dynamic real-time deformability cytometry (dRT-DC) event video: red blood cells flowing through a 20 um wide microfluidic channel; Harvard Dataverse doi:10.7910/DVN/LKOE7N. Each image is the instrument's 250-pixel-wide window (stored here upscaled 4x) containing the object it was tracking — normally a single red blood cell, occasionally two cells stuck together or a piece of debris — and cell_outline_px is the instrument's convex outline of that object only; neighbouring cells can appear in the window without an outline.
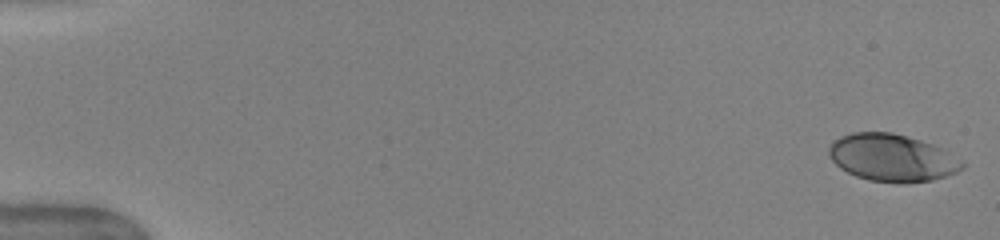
{"species": "human", "species_latin": "Homo sapiens", "temperature_condition": "warm", "stored_images_in_passage": 50, "camera_frame_rate_fps": 3000, "um_per_image_px": 0.085, "donor": {"sex": "female"}, "frame": {"image": 1, "passage_image": 1, "time_ms": 0.0, "image_size_px": [1000, 240], "cell_outline_px": [[964, 168], [956, 172], [932, 180], [904, 184], [896, 184], [868, 180], [856, 176], [840, 168], [828, 156], [828, 148], [840, 136], [852, 132], [892, 132], [920, 140], [944, 148], [964, 160]], "centroid_in_image_um": [75.86, 13.42], "position_along_channel_um": 9.1, "area_um2": 37.17}}
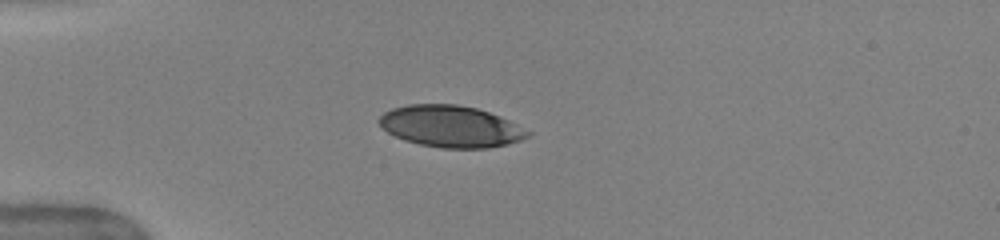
{"frame": {"image": 2, "passage_image": 14, "time_ms": 4.333, "image_size_px": [1000, 240], "cell_outline_px": [[532, 132], [528, 136], [520, 140], [508, 144], [488, 148], [440, 148], [420, 144], [404, 140], [388, 132], [380, 124], [380, 116], [384, 112], [392, 108], [408, 104], [456, 104], [476, 108], [488, 112], [508, 120]], "centroid_in_image_um": [38.31, 10.74], "position_along_channel_um": 46.7, "area_um2": 35.78}}
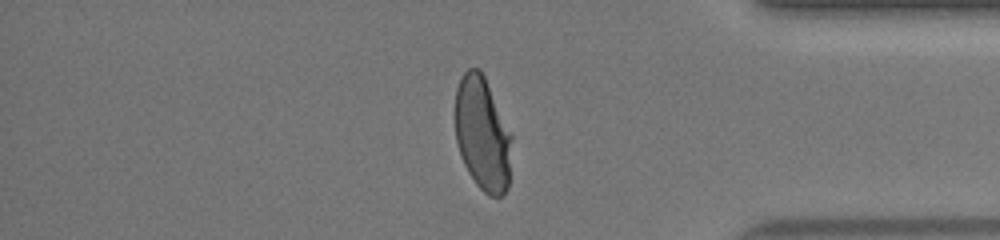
{"frame": {"image": 3, "passage_image": 43, "time_ms": 14.0, "image_size_px": [1000, 240], "cell_outline_px": [[512, 136], [508, 188], [500, 196], [488, 196], [476, 184], [468, 172], [464, 164], [456, 140], [456, 88], [464, 72], [468, 68], [480, 68], [512, 132]], "centroid_in_image_um": [41.03, 11.37], "position_along_channel_um": 394.2, "area_um2": 37.51}, "authors_computed_cell_mechanics": {"area_um2": 37.8301, "velocity_mm_per_s": 4.0271, "shape_relaxation_time_tau1_ms": 4.16, "shape_relaxation_time_tau2_ms": null, "deformation_change_tau1": 0.1816, "deformation_change_tau2": null}}